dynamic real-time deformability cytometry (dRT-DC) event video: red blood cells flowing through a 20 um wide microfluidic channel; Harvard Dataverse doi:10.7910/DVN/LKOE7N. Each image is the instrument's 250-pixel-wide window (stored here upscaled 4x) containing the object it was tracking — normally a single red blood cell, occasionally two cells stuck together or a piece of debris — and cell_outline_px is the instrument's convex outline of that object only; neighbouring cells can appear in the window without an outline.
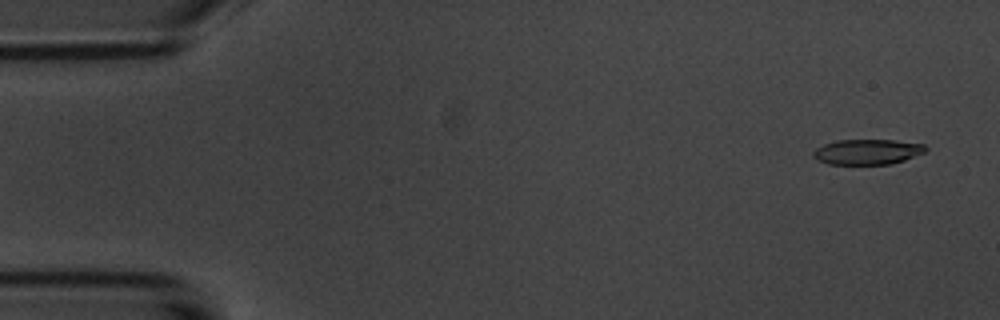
{"species": "common noctule bat (a hibernating species)", "species_latin": "Nyctalus noctula", "temperature_condition": "room temperature", "stored_images_in_passage": 5, "camera_frame_rate_fps": 3000, "um_per_image_px": 0.085, "animal": {"sex": "male", "body_mass_g": 20.1, "forearm_length_mm": 53.5}, "frame": {"image": 1, "passage_image": 1, "time_ms": 0.0, "image_size_px": [1000, 320], "cell_outline_px": [[928, 148], [924, 152], [904, 160], [892, 164], [828, 164], [812, 156], [812, 152], [816, 148], [824, 144], [836, 140], [896, 140], [924, 144]], "centroid_in_image_um": [73.73, 12.9], "position_along_channel_um": 11.3, "area_um2": 16.53}}
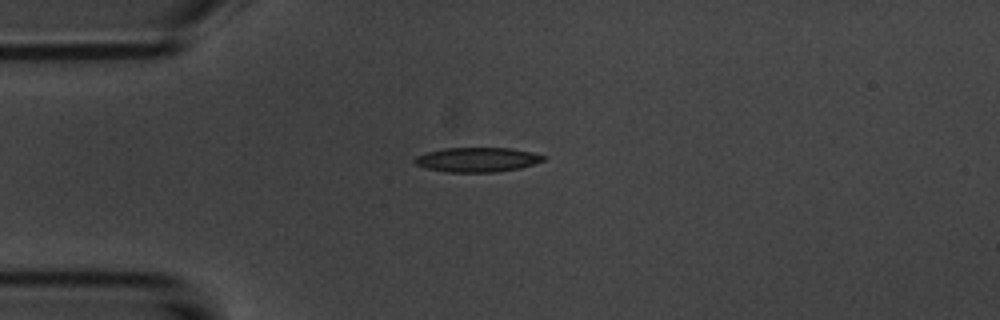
{"frame": {"image": 2, "passage_image": 4, "time_ms": 3.667, "image_size_px": [1000, 320], "cell_outline_px": [[548, 156], [544, 160], [520, 168], [496, 172], [444, 172], [428, 168], [416, 164], [412, 160], [416, 156], [428, 152], [444, 148], [512, 148], [532, 152]], "centroid_in_image_um": [40.58, 13.57], "position_along_channel_um": 44.4, "area_um2": 18.38}}